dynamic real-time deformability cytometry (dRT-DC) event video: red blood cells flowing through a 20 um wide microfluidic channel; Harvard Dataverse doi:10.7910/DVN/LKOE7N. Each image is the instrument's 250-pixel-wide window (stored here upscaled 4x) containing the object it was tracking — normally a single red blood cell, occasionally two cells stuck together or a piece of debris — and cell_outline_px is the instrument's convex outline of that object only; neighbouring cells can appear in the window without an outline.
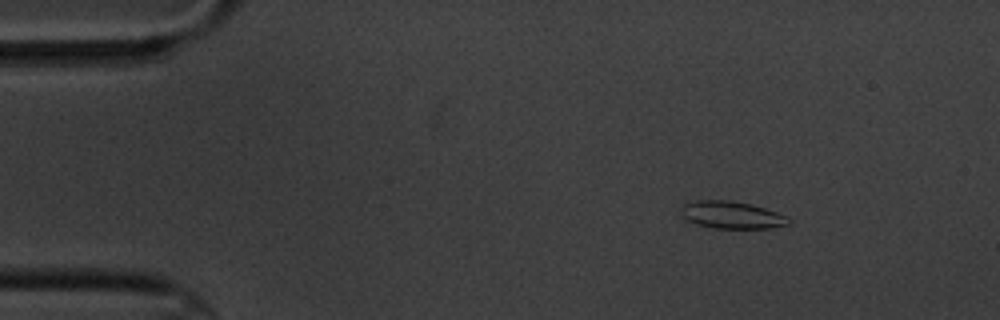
{"species": "common noctule bat (a hibernating species)", "species_latin": "Nyctalus noctula", "temperature_condition": "cold", "stored_images_in_passage": 3, "camera_frame_rate_fps": 3000, "um_per_image_px": 0.085, "animal": {"sex": "male", "body_mass_g": 20.1, "forearm_length_mm": 53.5}, "frame": {"image": 1, "passage_image": 1, "time_ms": 0.0, "image_size_px": [1000, 320], "cell_outline_px": [[792, 220], [788, 224], [768, 228], [712, 228], [696, 224], [688, 220], [680, 212], [680, 208], [684, 204], [696, 200], [728, 200], [752, 204], [788, 216]], "centroid_in_image_um": [62.19, 18.27], "position_along_channel_um": 22.8, "area_um2": 17.11}}